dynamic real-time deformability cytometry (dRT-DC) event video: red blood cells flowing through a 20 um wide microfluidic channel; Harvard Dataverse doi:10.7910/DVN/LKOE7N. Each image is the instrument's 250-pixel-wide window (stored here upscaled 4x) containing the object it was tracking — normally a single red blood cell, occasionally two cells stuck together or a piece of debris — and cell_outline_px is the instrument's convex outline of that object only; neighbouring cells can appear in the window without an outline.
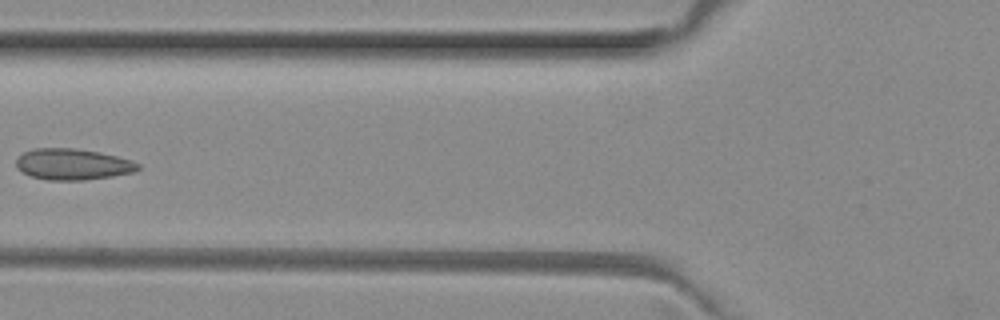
{"species": "common noctule bat (a hibernating species)", "species_latin": "Nyctalus noctula", "temperature_condition": "room temperature", "stored_images_in_passage": 5, "camera_frame_rate_fps": 3000, "um_per_image_px": 0.085, "animal": {"sex": "female", "body_mass_g": 29.2, "forearm_length_mm": 56.3}, "frame": {"image": 1, "passage_image": 5, "time_ms": 1.333, "image_size_px": [1000, 320], "cell_outline_px": [[140, 168], [136, 172], [112, 176], [84, 180], [48, 180], [32, 176], [16, 168], [16, 156], [24, 152], [36, 148], [72, 148], [100, 152], [132, 160], [140, 164]], "centroid_in_image_um": [6.19, 13.96], "position_along_channel_um": 119.6, "area_um2": 22.2}}